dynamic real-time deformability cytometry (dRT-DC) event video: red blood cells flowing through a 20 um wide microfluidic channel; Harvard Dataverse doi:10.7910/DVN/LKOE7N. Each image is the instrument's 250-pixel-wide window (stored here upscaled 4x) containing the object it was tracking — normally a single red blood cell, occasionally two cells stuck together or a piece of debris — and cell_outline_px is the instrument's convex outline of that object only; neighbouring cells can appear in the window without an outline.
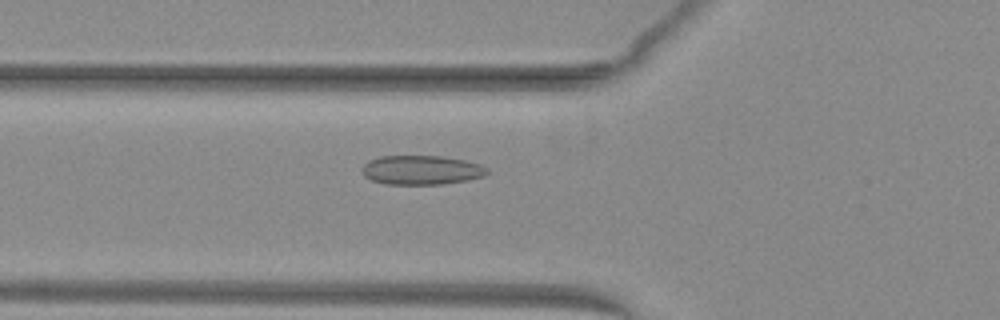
{"species": "common noctule bat (a hibernating species)", "species_latin": "Nyctalus noctula", "temperature_condition": "warm", "stored_images_in_passage": 11, "camera_frame_rate_fps": 3000, "um_per_image_px": 0.085, "animal": {"sex": "female", "body_mass_g": 29.2, "forearm_length_mm": 56.3}, "frame": {"image": 1, "passage_image": 3, "time_ms": 0.667, "image_size_px": [1000, 320], "cell_outline_px": [[488, 172], [484, 176], [468, 180], [440, 184], [384, 184], [372, 180], [364, 176], [360, 168], [368, 160], [380, 156], [440, 156], [464, 160], [480, 164], [488, 168]], "centroid_in_image_um": [35.79, 14.45], "position_along_channel_um": 90.0, "area_um2": 21.39}}
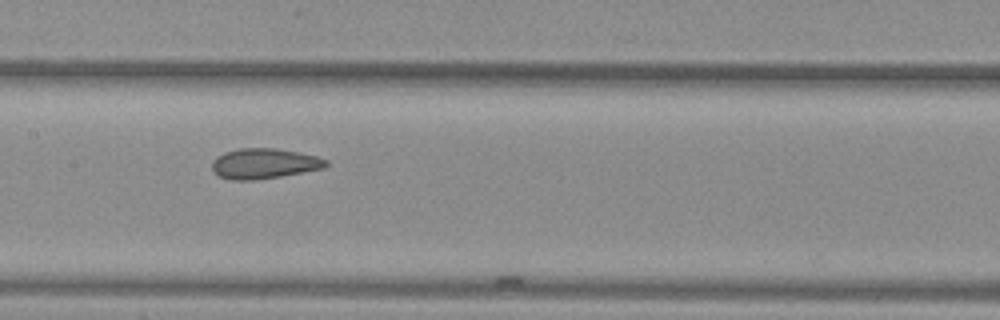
{"frame": {"image": 2, "passage_image": 10, "time_ms": 3.0, "image_size_px": [1000, 320], "cell_outline_px": [[328, 164], [324, 168], [280, 176], [252, 180], [232, 180], [216, 176], [212, 172], [212, 160], [216, 156], [224, 152], [240, 148], [276, 148], [316, 156], [328, 160]], "centroid_in_image_um": [22.39, 13.9], "position_along_channel_um": 185.0, "area_um2": 20.17}}